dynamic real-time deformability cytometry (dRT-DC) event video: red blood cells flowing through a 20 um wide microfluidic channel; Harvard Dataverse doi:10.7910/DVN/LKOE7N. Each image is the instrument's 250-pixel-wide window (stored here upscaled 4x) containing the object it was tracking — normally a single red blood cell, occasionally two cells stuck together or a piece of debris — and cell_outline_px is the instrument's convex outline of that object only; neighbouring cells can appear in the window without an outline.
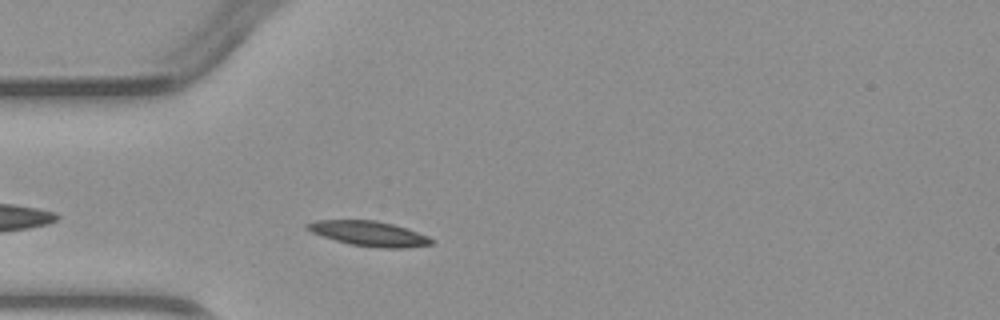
{"species": "common noctule bat (a hibernating species)", "species_latin": "Nyctalus noctula", "temperature_condition": "warm", "stored_images_in_passage": 2, "camera_frame_rate_fps": 3000, "um_per_image_px": 0.085, "animal": {"sex": "male", "body_mass_g": 23.1, "forearm_length_mm": 52.7}, "frame": {"image": 1, "passage_image": 2, "time_ms": 1.667, "image_size_px": [1000, 320], "cell_outline_px": [[436, 240], [432, 244], [404, 248], [380, 248], [352, 244], [336, 240], [312, 232], [304, 228], [304, 224], [316, 220], [376, 220], [408, 228], [428, 236]], "centroid_in_image_um": [31.4, 19.84], "position_along_channel_um": 53.6, "area_um2": 18.03}}